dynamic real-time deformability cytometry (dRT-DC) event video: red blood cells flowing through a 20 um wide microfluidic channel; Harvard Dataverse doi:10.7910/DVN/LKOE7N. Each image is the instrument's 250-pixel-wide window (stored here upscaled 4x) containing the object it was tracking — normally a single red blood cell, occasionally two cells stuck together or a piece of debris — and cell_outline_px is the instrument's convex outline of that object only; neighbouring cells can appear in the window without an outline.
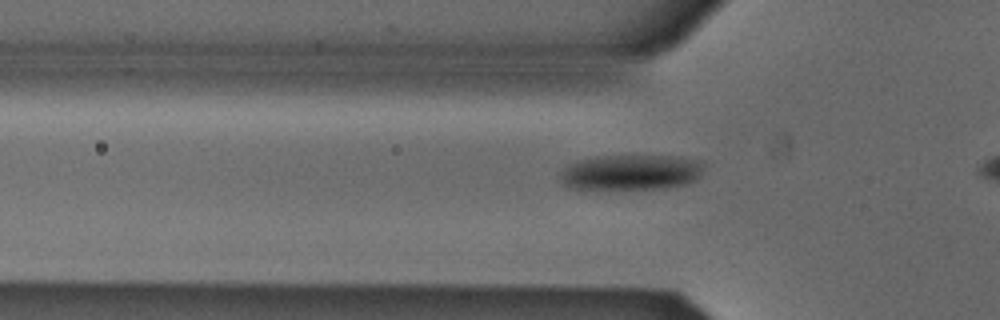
{"species": "Egyptian fruit bat (a non-hibernating species)", "species_latin": "Rousettus aegyptiacus", "temperature_condition": "cold", "stored_images_in_passage": 29, "camera_frame_rate_fps": 3000, "um_per_image_px": 0.085, "animal": {"sex": "male"}, "frame": {"image": 1, "passage_image": 3, "time_ms": 0.667, "image_size_px": [1000, 320], "cell_outline_px": [[704, 168], [700, 176], [684, 184], [664, 188], [568, 188], [560, 180], [560, 172], [568, 164], [580, 160], [596, 156], [680, 156], [704, 160]], "centroid_in_image_um": [53.66, 14.62], "position_along_channel_um": 72.1, "area_um2": 29.59}}
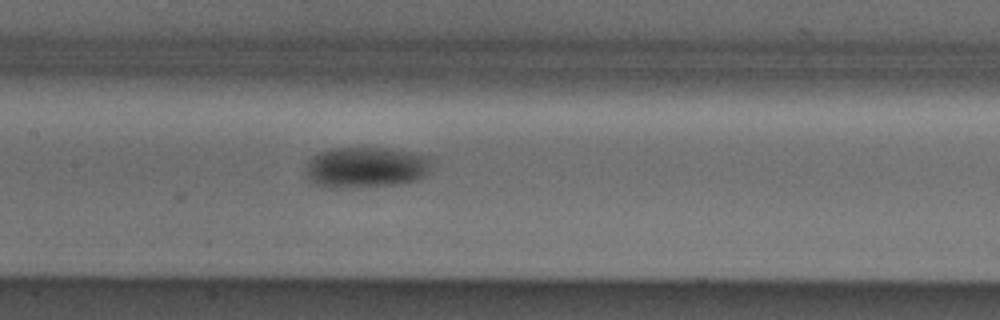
{"frame": {"image": 2, "passage_image": 11, "time_ms": 3.333, "image_size_px": [1000, 320], "cell_outline_px": [[432, 164], [428, 172], [424, 176], [416, 180], [396, 184], [336, 188], [320, 188], [312, 184], [304, 176], [308, 160], [320, 152], [332, 148], [392, 148], [432, 156]], "centroid_in_image_um": [31.08, 14.22], "position_along_channel_um": 176.3, "area_um2": 30.52}}
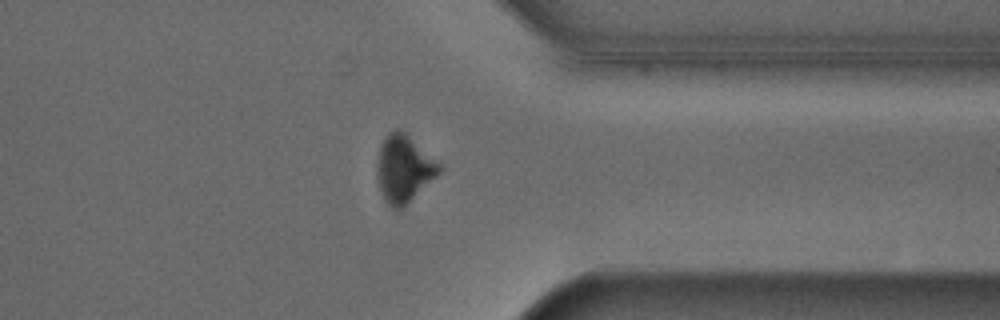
{"frame": {"image": 3, "passage_image": 27, "time_ms": 8.667, "image_size_px": [1000, 320], "cell_outline_px": [[444, 168], [436, 176], [400, 208], [392, 208], [384, 200], [380, 192], [376, 176], [376, 164], [380, 144], [384, 136], [388, 132], [396, 128], [400, 128], [440, 164]], "centroid_in_image_um": [34.27, 14.29], "position_along_channel_um": 377.1, "area_um2": 24.1}}